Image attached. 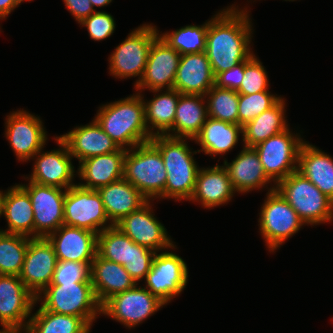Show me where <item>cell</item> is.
Listing matches in <instances>:
<instances>
[{
	"label": "cell",
	"mask_w": 333,
	"mask_h": 333,
	"mask_svg": "<svg viewBox=\"0 0 333 333\" xmlns=\"http://www.w3.org/2000/svg\"><path fill=\"white\" fill-rule=\"evenodd\" d=\"M247 10V7L241 9L233 4L208 22L205 53L215 76L253 54L250 45L253 24Z\"/></svg>",
	"instance_id": "obj_1"
},
{
	"label": "cell",
	"mask_w": 333,
	"mask_h": 333,
	"mask_svg": "<svg viewBox=\"0 0 333 333\" xmlns=\"http://www.w3.org/2000/svg\"><path fill=\"white\" fill-rule=\"evenodd\" d=\"M94 119L120 148L131 149L153 137L147 129L143 97L138 92L101 105Z\"/></svg>",
	"instance_id": "obj_2"
},
{
	"label": "cell",
	"mask_w": 333,
	"mask_h": 333,
	"mask_svg": "<svg viewBox=\"0 0 333 333\" xmlns=\"http://www.w3.org/2000/svg\"><path fill=\"white\" fill-rule=\"evenodd\" d=\"M189 138L155 135L150 141L160 151L167 172L165 199L190 200L200 167L186 143Z\"/></svg>",
	"instance_id": "obj_3"
},
{
	"label": "cell",
	"mask_w": 333,
	"mask_h": 333,
	"mask_svg": "<svg viewBox=\"0 0 333 333\" xmlns=\"http://www.w3.org/2000/svg\"><path fill=\"white\" fill-rule=\"evenodd\" d=\"M123 178L147 200L165 199L167 172L160 151L151 141L126 150Z\"/></svg>",
	"instance_id": "obj_4"
},
{
	"label": "cell",
	"mask_w": 333,
	"mask_h": 333,
	"mask_svg": "<svg viewBox=\"0 0 333 333\" xmlns=\"http://www.w3.org/2000/svg\"><path fill=\"white\" fill-rule=\"evenodd\" d=\"M275 189L305 225L314 226L333 220V201L300 172L294 171L280 180Z\"/></svg>",
	"instance_id": "obj_5"
},
{
	"label": "cell",
	"mask_w": 333,
	"mask_h": 333,
	"mask_svg": "<svg viewBox=\"0 0 333 333\" xmlns=\"http://www.w3.org/2000/svg\"><path fill=\"white\" fill-rule=\"evenodd\" d=\"M39 301L44 310L81 317L91 327L101 314V305L91 282L50 284L36 296V303Z\"/></svg>",
	"instance_id": "obj_6"
},
{
	"label": "cell",
	"mask_w": 333,
	"mask_h": 333,
	"mask_svg": "<svg viewBox=\"0 0 333 333\" xmlns=\"http://www.w3.org/2000/svg\"><path fill=\"white\" fill-rule=\"evenodd\" d=\"M159 36L156 26L142 24L119 43L109 57V73L115 78L137 77L134 87L141 81L153 41Z\"/></svg>",
	"instance_id": "obj_7"
},
{
	"label": "cell",
	"mask_w": 333,
	"mask_h": 333,
	"mask_svg": "<svg viewBox=\"0 0 333 333\" xmlns=\"http://www.w3.org/2000/svg\"><path fill=\"white\" fill-rule=\"evenodd\" d=\"M267 189L266 199L260 209L258 225L267 248L274 252L305 224L297 212L278 193L275 185L267 187Z\"/></svg>",
	"instance_id": "obj_8"
},
{
	"label": "cell",
	"mask_w": 333,
	"mask_h": 333,
	"mask_svg": "<svg viewBox=\"0 0 333 333\" xmlns=\"http://www.w3.org/2000/svg\"><path fill=\"white\" fill-rule=\"evenodd\" d=\"M64 225L93 231L96 234L114 226L106 214L99 192L83 188L77 183L66 190Z\"/></svg>",
	"instance_id": "obj_9"
},
{
	"label": "cell",
	"mask_w": 333,
	"mask_h": 333,
	"mask_svg": "<svg viewBox=\"0 0 333 333\" xmlns=\"http://www.w3.org/2000/svg\"><path fill=\"white\" fill-rule=\"evenodd\" d=\"M304 142L299 133H292L288 128L254 146L265 174L274 185L297 171L298 155Z\"/></svg>",
	"instance_id": "obj_10"
},
{
	"label": "cell",
	"mask_w": 333,
	"mask_h": 333,
	"mask_svg": "<svg viewBox=\"0 0 333 333\" xmlns=\"http://www.w3.org/2000/svg\"><path fill=\"white\" fill-rule=\"evenodd\" d=\"M188 274L187 264L179 255L168 249L159 254L156 252L151 269L144 279V288L168 304L186 288Z\"/></svg>",
	"instance_id": "obj_11"
},
{
	"label": "cell",
	"mask_w": 333,
	"mask_h": 333,
	"mask_svg": "<svg viewBox=\"0 0 333 333\" xmlns=\"http://www.w3.org/2000/svg\"><path fill=\"white\" fill-rule=\"evenodd\" d=\"M137 285L109 298L101 306V316L107 315L131 329L166 305L148 289Z\"/></svg>",
	"instance_id": "obj_12"
},
{
	"label": "cell",
	"mask_w": 333,
	"mask_h": 333,
	"mask_svg": "<svg viewBox=\"0 0 333 333\" xmlns=\"http://www.w3.org/2000/svg\"><path fill=\"white\" fill-rule=\"evenodd\" d=\"M20 184L28 193L34 211V238H46L64 225V200L66 190L40 185L28 180Z\"/></svg>",
	"instance_id": "obj_13"
},
{
	"label": "cell",
	"mask_w": 333,
	"mask_h": 333,
	"mask_svg": "<svg viewBox=\"0 0 333 333\" xmlns=\"http://www.w3.org/2000/svg\"><path fill=\"white\" fill-rule=\"evenodd\" d=\"M5 118V137L18 161L27 162L47 141V133L39 116L26 110L13 111Z\"/></svg>",
	"instance_id": "obj_14"
},
{
	"label": "cell",
	"mask_w": 333,
	"mask_h": 333,
	"mask_svg": "<svg viewBox=\"0 0 333 333\" xmlns=\"http://www.w3.org/2000/svg\"><path fill=\"white\" fill-rule=\"evenodd\" d=\"M150 203L148 200L139 209L124 216L115 226L136 244L155 252L176 249L165 226L154 217L153 205Z\"/></svg>",
	"instance_id": "obj_15"
},
{
	"label": "cell",
	"mask_w": 333,
	"mask_h": 333,
	"mask_svg": "<svg viewBox=\"0 0 333 333\" xmlns=\"http://www.w3.org/2000/svg\"><path fill=\"white\" fill-rule=\"evenodd\" d=\"M59 145V149L43 152L41 149L31 159H35L33 172L29 177H24L29 181L40 185L55 186L62 189H69L74 186L73 178L75 169L72 164V156L67 145L57 136L54 137Z\"/></svg>",
	"instance_id": "obj_16"
},
{
	"label": "cell",
	"mask_w": 333,
	"mask_h": 333,
	"mask_svg": "<svg viewBox=\"0 0 333 333\" xmlns=\"http://www.w3.org/2000/svg\"><path fill=\"white\" fill-rule=\"evenodd\" d=\"M36 296L19 276L0 275V324L2 327L28 326Z\"/></svg>",
	"instance_id": "obj_17"
},
{
	"label": "cell",
	"mask_w": 333,
	"mask_h": 333,
	"mask_svg": "<svg viewBox=\"0 0 333 333\" xmlns=\"http://www.w3.org/2000/svg\"><path fill=\"white\" fill-rule=\"evenodd\" d=\"M181 54L158 36L152 43L144 75L134 88L139 90L173 89Z\"/></svg>",
	"instance_id": "obj_18"
},
{
	"label": "cell",
	"mask_w": 333,
	"mask_h": 333,
	"mask_svg": "<svg viewBox=\"0 0 333 333\" xmlns=\"http://www.w3.org/2000/svg\"><path fill=\"white\" fill-rule=\"evenodd\" d=\"M57 261L54 248L47 238H31L19 278L38 296L52 282Z\"/></svg>",
	"instance_id": "obj_19"
},
{
	"label": "cell",
	"mask_w": 333,
	"mask_h": 333,
	"mask_svg": "<svg viewBox=\"0 0 333 333\" xmlns=\"http://www.w3.org/2000/svg\"><path fill=\"white\" fill-rule=\"evenodd\" d=\"M97 235L93 231L62 225L46 238L58 261L92 262L97 254Z\"/></svg>",
	"instance_id": "obj_20"
},
{
	"label": "cell",
	"mask_w": 333,
	"mask_h": 333,
	"mask_svg": "<svg viewBox=\"0 0 333 333\" xmlns=\"http://www.w3.org/2000/svg\"><path fill=\"white\" fill-rule=\"evenodd\" d=\"M58 137L67 145L70 155L77 158L79 163L90 157L120 149L95 119L84 126L74 127L73 130Z\"/></svg>",
	"instance_id": "obj_21"
},
{
	"label": "cell",
	"mask_w": 333,
	"mask_h": 333,
	"mask_svg": "<svg viewBox=\"0 0 333 333\" xmlns=\"http://www.w3.org/2000/svg\"><path fill=\"white\" fill-rule=\"evenodd\" d=\"M215 84V75L205 52L181 55L173 89L180 94L205 95Z\"/></svg>",
	"instance_id": "obj_22"
},
{
	"label": "cell",
	"mask_w": 333,
	"mask_h": 333,
	"mask_svg": "<svg viewBox=\"0 0 333 333\" xmlns=\"http://www.w3.org/2000/svg\"><path fill=\"white\" fill-rule=\"evenodd\" d=\"M237 193L230 181L226 168L222 165L200 168L194 192L189 201L199 202L206 209L227 204Z\"/></svg>",
	"instance_id": "obj_23"
},
{
	"label": "cell",
	"mask_w": 333,
	"mask_h": 333,
	"mask_svg": "<svg viewBox=\"0 0 333 333\" xmlns=\"http://www.w3.org/2000/svg\"><path fill=\"white\" fill-rule=\"evenodd\" d=\"M224 160L230 181L238 193H247L256 189H264L272 180L265 174L259 155L254 147L243 146L241 152L231 163Z\"/></svg>",
	"instance_id": "obj_24"
},
{
	"label": "cell",
	"mask_w": 333,
	"mask_h": 333,
	"mask_svg": "<svg viewBox=\"0 0 333 333\" xmlns=\"http://www.w3.org/2000/svg\"><path fill=\"white\" fill-rule=\"evenodd\" d=\"M124 148L116 152L102 154L85 159L79 163L77 175L85 183H78L81 187L98 190L111 182L123 178Z\"/></svg>",
	"instance_id": "obj_25"
},
{
	"label": "cell",
	"mask_w": 333,
	"mask_h": 333,
	"mask_svg": "<svg viewBox=\"0 0 333 333\" xmlns=\"http://www.w3.org/2000/svg\"><path fill=\"white\" fill-rule=\"evenodd\" d=\"M91 283L101 306L112 296L130 290L137 284L123 265L98 254L91 263Z\"/></svg>",
	"instance_id": "obj_26"
},
{
	"label": "cell",
	"mask_w": 333,
	"mask_h": 333,
	"mask_svg": "<svg viewBox=\"0 0 333 333\" xmlns=\"http://www.w3.org/2000/svg\"><path fill=\"white\" fill-rule=\"evenodd\" d=\"M297 171L333 201V158L305 141L299 151Z\"/></svg>",
	"instance_id": "obj_27"
},
{
	"label": "cell",
	"mask_w": 333,
	"mask_h": 333,
	"mask_svg": "<svg viewBox=\"0 0 333 333\" xmlns=\"http://www.w3.org/2000/svg\"><path fill=\"white\" fill-rule=\"evenodd\" d=\"M97 191L101 195L106 214L114 225L148 201L124 178L111 182Z\"/></svg>",
	"instance_id": "obj_28"
},
{
	"label": "cell",
	"mask_w": 333,
	"mask_h": 333,
	"mask_svg": "<svg viewBox=\"0 0 333 333\" xmlns=\"http://www.w3.org/2000/svg\"><path fill=\"white\" fill-rule=\"evenodd\" d=\"M2 215L6 219L8 228L0 231L34 238V211L31 199L20 184H15L6 190Z\"/></svg>",
	"instance_id": "obj_29"
},
{
	"label": "cell",
	"mask_w": 333,
	"mask_h": 333,
	"mask_svg": "<svg viewBox=\"0 0 333 333\" xmlns=\"http://www.w3.org/2000/svg\"><path fill=\"white\" fill-rule=\"evenodd\" d=\"M205 103L206 98L203 95L181 94L178 99L173 127L165 135L194 140L208 118L207 104Z\"/></svg>",
	"instance_id": "obj_30"
},
{
	"label": "cell",
	"mask_w": 333,
	"mask_h": 333,
	"mask_svg": "<svg viewBox=\"0 0 333 333\" xmlns=\"http://www.w3.org/2000/svg\"><path fill=\"white\" fill-rule=\"evenodd\" d=\"M240 134H243L241 125L208 117L194 142L202 148L197 150L198 153L204 152L215 158L231 151L238 144Z\"/></svg>",
	"instance_id": "obj_31"
},
{
	"label": "cell",
	"mask_w": 333,
	"mask_h": 333,
	"mask_svg": "<svg viewBox=\"0 0 333 333\" xmlns=\"http://www.w3.org/2000/svg\"><path fill=\"white\" fill-rule=\"evenodd\" d=\"M285 106V100L281 98L273 107L242 126L243 146L254 147L290 128L285 116Z\"/></svg>",
	"instance_id": "obj_32"
},
{
	"label": "cell",
	"mask_w": 333,
	"mask_h": 333,
	"mask_svg": "<svg viewBox=\"0 0 333 333\" xmlns=\"http://www.w3.org/2000/svg\"><path fill=\"white\" fill-rule=\"evenodd\" d=\"M162 91H150L155 93V95L154 98L147 102L142 95L145 121L147 129L152 136L165 135L173 127L178 99L181 95L176 89H165V91Z\"/></svg>",
	"instance_id": "obj_33"
},
{
	"label": "cell",
	"mask_w": 333,
	"mask_h": 333,
	"mask_svg": "<svg viewBox=\"0 0 333 333\" xmlns=\"http://www.w3.org/2000/svg\"><path fill=\"white\" fill-rule=\"evenodd\" d=\"M28 328L30 333H89L91 330L81 317L50 312L41 306L32 313Z\"/></svg>",
	"instance_id": "obj_34"
},
{
	"label": "cell",
	"mask_w": 333,
	"mask_h": 333,
	"mask_svg": "<svg viewBox=\"0 0 333 333\" xmlns=\"http://www.w3.org/2000/svg\"><path fill=\"white\" fill-rule=\"evenodd\" d=\"M97 254L109 261L128 265L132 257V240L115 225L97 235Z\"/></svg>",
	"instance_id": "obj_35"
},
{
	"label": "cell",
	"mask_w": 333,
	"mask_h": 333,
	"mask_svg": "<svg viewBox=\"0 0 333 333\" xmlns=\"http://www.w3.org/2000/svg\"><path fill=\"white\" fill-rule=\"evenodd\" d=\"M30 239L0 231V275L19 276Z\"/></svg>",
	"instance_id": "obj_36"
},
{
	"label": "cell",
	"mask_w": 333,
	"mask_h": 333,
	"mask_svg": "<svg viewBox=\"0 0 333 333\" xmlns=\"http://www.w3.org/2000/svg\"><path fill=\"white\" fill-rule=\"evenodd\" d=\"M208 21L201 26L187 25L172 32L159 33L181 55L205 52Z\"/></svg>",
	"instance_id": "obj_37"
},
{
	"label": "cell",
	"mask_w": 333,
	"mask_h": 333,
	"mask_svg": "<svg viewBox=\"0 0 333 333\" xmlns=\"http://www.w3.org/2000/svg\"><path fill=\"white\" fill-rule=\"evenodd\" d=\"M208 117L238 124L239 93L236 90L213 86L205 95Z\"/></svg>",
	"instance_id": "obj_38"
},
{
	"label": "cell",
	"mask_w": 333,
	"mask_h": 333,
	"mask_svg": "<svg viewBox=\"0 0 333 333\" xmlns=\"http://www.w3.org/2000/svg\"><path fill=\"white\" fill-rule=\"evenodd\" d=\"M281 98V96L271 94L270 91L239 94L238 125L244 126L262 112L273 107Z\"/></svg>",
	"instance_id": "obj_39"
},
{
	"label": "cell",
	"mask_w": 333,
	"mask_h": 333,
	"mask_svg": "<svg viewBox=\"0 0 333 333\" xmlns=\"http://www.w3.org/2000/svg\"><path fill=\"white\" fill-rule=\"evenodd\" d=\"M255 55L244 67V76L239 94H254L262 91H269V79L265 67Z\"/></svg>",
	"instance_id": "obj_40"
},
{
	"label": "cell",
	"mask_w": 333,
	"mask_h": 333,
	"mask_svg": "<svg viewBox=\"0 0 333 333\" xmlns=\"http://www.w3.org/2000/svg\"><path fill=\"white\" fill-rule=\"evenodd\" d=\"M91 263L92 262L57 261L50 284L91 282Z\"/></svg>",
	"instance_id": "obj_41"
},
{
	"label": "cell",
	"mask_w": 333,
	"mask_h": 333,
	"mask_svg": "<svg viewBox=\"0 0 333 333\" xmlns=\"http://www.w3.org/2000/svg\"><path fill=\"white\" fill-rule=\"evenodd\" d=\"M155 254L156 252L152 249L132 241V257L128 265H124V268L137 284L145 279L150 271Z\"/></svg>",
	"instance_id": "obj_42"
},
{
	"label": "cell",
	"mask_w": 333,
	"mask_h": 333,
	"mask_svg": "<svg viewBox=\"0 0 333 333\" xmlns=\"http://www.w3.org/2000/svg\"><path fill=\"white\" fill-rule=\"evenodd\" d=\"M79 24L87 28L90 38L94 41L109 38L116 28L114 17L103 10L92 13Z\"/></svg>",
	"instance_id": "obj_43"
},
{
	"label": "cell",
	"mask_w": 333,
	"mask_h": 333,
	"mask_svg": "<svg viewBox=\"0 0 333 333\" xmlns=\"http://www.w3.org/2000/svg\"><path fill=\"white\" fill-rule=\"evenodd\" d=\"M255 56L253 53L246 61H243L229 70L218 73L215 76V86L227 88L230 90H238L244 76L245 65Z\"/></svg>",
	"instance_id": "obj_44"
},
{
	"label": "cell",
	"mask_w": 333,
	"mask_h": 333,
	"mask_svg": "<svg viewBox=\"0 0 333 333\" xmlns=\"http://www.w3.org/2000/svg\"><path fill=\"white\" fill-rule=\"evenodd\" d=\"M63 2L78 24L97 11L90 0H63Z\"/></svg>",
	"instance_id": "obj_45"
},
{
	"label": "cell",
	"mask_w": 333,
	"mask_h": 333,
	"mask_svg": "<svg viewBox=\"0 0 333 333\" xmlns=\"http://www.w3.org/2000/svg\"><path fill=\"white\" fill-rule=\"evenodd\" d=\"M18 7L14 0H0V20L7 18V16Z\"/></svg>",
	"instance_id": "obj_46"
},
{
	"label": "cell",
	"mask_w": 333,
	"mask_h": 333,
	"mask_svg": "<svg viewBox=\"0 0 333 333\" xmlns=\"http://www.w3.org/2000/svg\"><path fill=\"white\" fill-rule=\"evenodd\" d=\"M30 333V330L28 326L24 327H3V329H0V333Z\"/></svg>",
	"instance_id": "obj_47"
},
{
	"label": "cell",
	"mask_w": 333,
	"mask_h": 333,
	"mask_svg": "<svg viewBox=\"0 0 333 333\" xmlns=\"http://www.w3.org/2000/svg\"><path fill=\"white\" fill-rule=\"evenodd\" d=\"M113 0H90L93 7H104L109 5Z\"/></svg>",
	"instance_id": "obj_48"
},
{
	"label": "cell",
	"mask_w": 333,
	"mask_h": 333,
	"mask_svg": "<svg viewBox=\"0 0 333 333\" xmlns=\"http://www.w3.org/2000/svg\"><path fill=\"white\" fill-rule=\"evenodd\" d=\"M6 191H1L0 190V217L2 216V208H3V199L5 196Z\"/></svg>",
	"instance_id": "obj_49"
},
{
	"label": "cell",
	"mask_w": 333,
	"mask_h": 333,
	"mask_svg": "<svg viewBox=\"0 0 333 333\" xmlns=\"http://www.w3.org/2000/svg\"><path fill=\"white\" fill-rule=\"evenodd\" d=\"M24 1H32V0H14V3L19 6L21 4V2H24Z\"/></svg>",
	"instance_id": "obj_50"
}]
</instances>
